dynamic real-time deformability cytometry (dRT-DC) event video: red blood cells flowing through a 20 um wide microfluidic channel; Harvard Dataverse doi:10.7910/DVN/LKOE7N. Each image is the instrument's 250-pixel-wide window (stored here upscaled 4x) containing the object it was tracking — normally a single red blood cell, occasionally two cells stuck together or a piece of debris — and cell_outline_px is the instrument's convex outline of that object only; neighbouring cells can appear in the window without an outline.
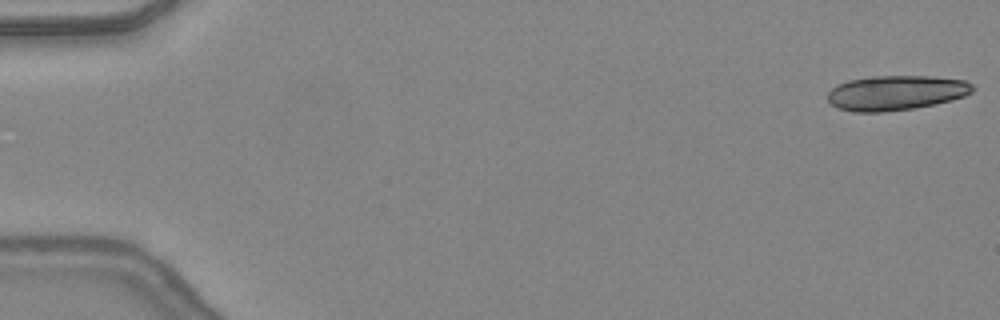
{"species": "common noctule bat (a hibernating species)", "species_latin": "Nyctalus noctula", "temperature_condition": "warm", "stored_images_in_passage": 19, "camera_frame_rate_fps": 3000, "um_per_image_px": 0.085, "animal": {"sex": "female", "body_mass_g": 24.6, "forearm_length_mm": 56.2}, "frame": {"image": 1, "passage_image": 1, "time_ms": 0.0, "image_size_px": [1000, 320], "cell_outline_px": [[976, 88], [972, 92], [964, 96], [952, 100], [936, 104], [912, 108], [880, 112], [852, 112], [836, 108], [828, 100], [828, 92], [832, 88], [848, 80], [872, 76], [932, 76], [964, 80], [972, 84]], "centroid_in_image_um": [76.17, 7.89], "position_along_channel_um": 8.8, "area_um2": 29.48}}